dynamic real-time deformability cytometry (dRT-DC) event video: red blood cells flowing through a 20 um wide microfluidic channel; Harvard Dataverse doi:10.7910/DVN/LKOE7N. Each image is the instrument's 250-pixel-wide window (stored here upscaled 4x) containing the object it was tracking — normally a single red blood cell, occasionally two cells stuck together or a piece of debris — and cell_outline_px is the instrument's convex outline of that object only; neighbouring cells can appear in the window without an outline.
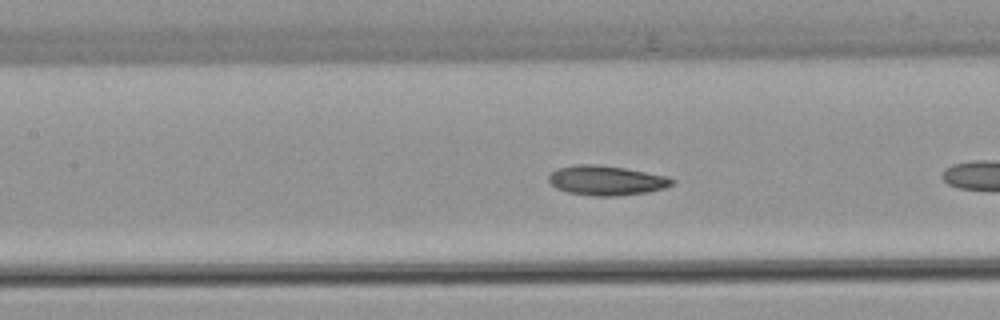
{"species": "common noctule bat (a hibernating species)", "species_latin": "Nyctalus noctula", "temperature_condition": "warm", "stored_images_in_passage": 17, "camera_frame_rate_fps": 3000, "um_per_image_px": 0.085, "animal": {"sex": "female", "body_mass_g": 22.7, "forearm_length_mm": 54.2}, "frame": {"image": 1, "passage_image": 8, "time_ms": 2.333, "image_size_px": [1000, 320], "cell_outline_px": [[676, 180], [672, 184], [664, 188], [648, 192], [616, 196], [596, 196], [568, 192], [556, 188], [548, 180], [548, 176], [556, 168], [576, 164], [596, 164], [624, 168], [668, 176]], "centroid_in_image_um": [51.54, 15.33], "position_along_channel_um": 155.9, "area_um2": 21.33}}